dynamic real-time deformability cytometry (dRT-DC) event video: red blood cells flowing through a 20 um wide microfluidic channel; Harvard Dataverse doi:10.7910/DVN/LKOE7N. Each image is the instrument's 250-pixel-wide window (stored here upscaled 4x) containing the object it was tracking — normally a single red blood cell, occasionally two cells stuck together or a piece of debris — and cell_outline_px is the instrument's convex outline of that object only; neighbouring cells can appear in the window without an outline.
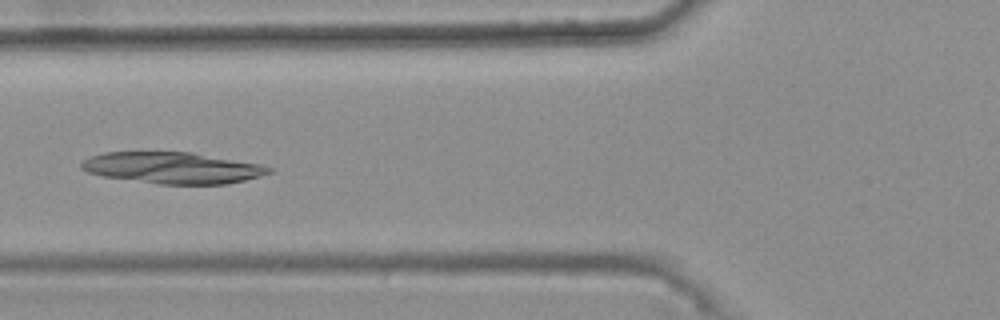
{"species": "common noctule bat (a hibernating species)", "species_latin": "Nyctalus noctula", "temperature_condition": "warm", "stored_images_in_passage": 38, "camera_frame_rate_fps": 3000, "um_per_image_px": 0.085, "animal": {"sex": "female", "body_mass_g": 25.1}, "frame": {"image": 1, "passage_image": 17, "time_ms": 5.333, "image_size_px": [1000, 320], "cell_outline_px": [[272, 172], [260, 176], [228, 184], [160, 184], [104, 176], [88, 172], [80, 168], [80, 164], [84, 160], [92, 156], [104, 152], [192, 152], [260, 164], [272, 168]], "centroid_in_image_um": [14.68, 14.26], "position_along_channel_um": 111.1, "area_um2": 34.04}}
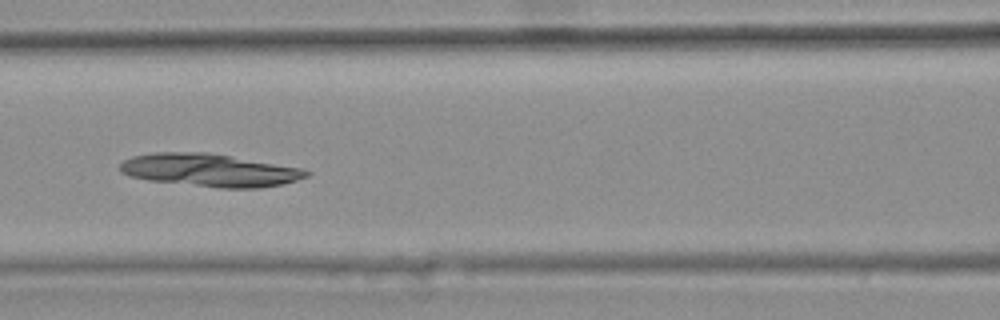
{"frame": {"image": 2, "passage_image": 20, "time_ms": 6.333, "image_size_px": [1000, 320], "cell_outline_px": [[312, 172], [308, 176], [296, 180], [280, 184], [260, 188], [216, 188], [148, 180], [128, 176], [120, 172], [120, 164], [124, 160], [132, 156], [152, 152], [208, 152], [300, 168]], "centroid_in_image_um": [17.77, 14.47], "position_along_channel_um": 148.8, "area_um2": 35.66}}
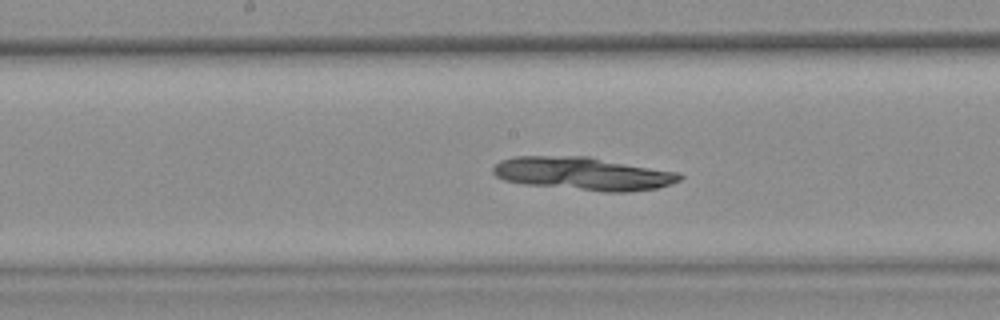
{"frame": {"image": 3, "passage_image": 24, "time_ms": 7.667, "image_size_px": [1000, 320], "cell_outline_px": [[684, 176], [680, 180], [656, 188], [628, 192], [604, 192], [524, 184], [504, 180], [496, 176], [492, 172], [492, 168], [500, 160], [512, 156], [588, 156], [680, 172]], "centroid_in_image_um": [49.56, 14.75], "position_along_channel_um": 198.6, "area_um2": 36.18}}